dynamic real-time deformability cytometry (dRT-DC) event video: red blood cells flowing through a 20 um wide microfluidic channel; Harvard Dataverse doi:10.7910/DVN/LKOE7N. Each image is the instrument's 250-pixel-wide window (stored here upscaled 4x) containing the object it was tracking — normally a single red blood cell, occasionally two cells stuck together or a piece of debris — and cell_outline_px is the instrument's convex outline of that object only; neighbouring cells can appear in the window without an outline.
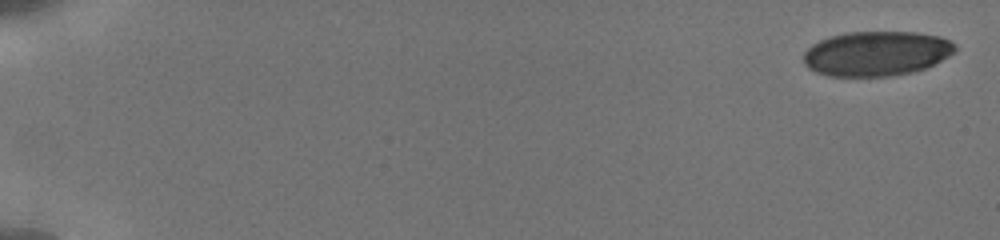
{"species": "human", "species_latin": "Homo sapiens", "temperature_condition": "cold", "stored_images_in_passage": 27, "camera_frame_rate_fps": 3000, "um_per_image_px": 0.085, "donor": {"sex": "male"}, "frame": {"image": 1, "passage_image": 1, "time_ms": 0.0, "image_size_px": [1000, 240], "cell_outline_px": [[956, 52], [924, 68], [912, 72], [892, 76], [828, 76], [816, 72], [808, 68], [804, 64], [804, 52], [812, 44], [820, 40], [832, 36], [848, 32], [916, 32], [940, 36], [956, 44]], "centroid_in_image_um": [74.49, 4.55], "position_along_channel_um": 10.5, "area_um2": 39.48}}
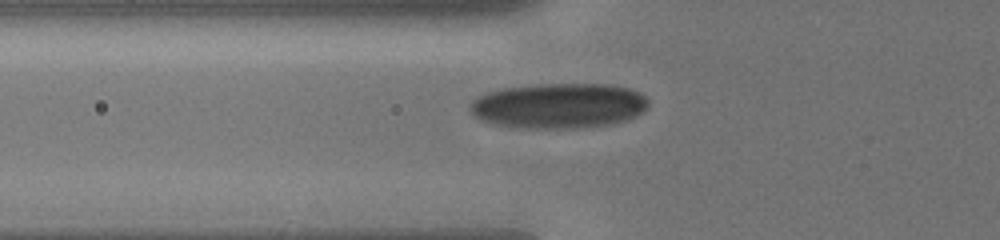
{"frame": {"image": 2, "passage_image": 20, "time_ms": 6.667, "image_size_px": [1000, 240], "cell_outline_px": [[648, 108], [644, 112], [628, 120], [612, 124], [584, 128], [520, 128], [492, 124], [480, 120], [472, 116], [468, 108], [468, 104], [476, 96], [500, 88], [536, 84], [608, 84], [628, 88], [644, 96], [648, 100]], "centroid_in_image_um": [47.45, 9.0], "position_along_channel_um": 78.4, "area_um2": 47.8}}
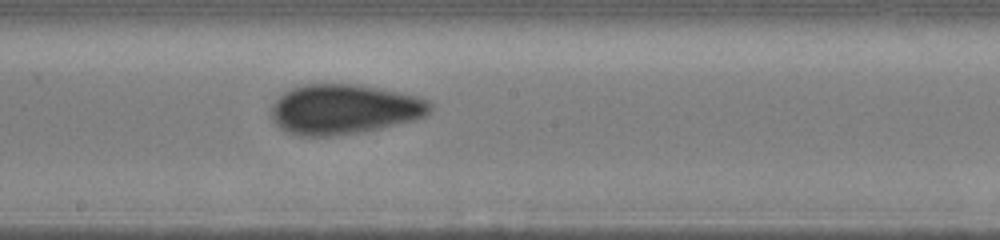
{"frame": {"image": 3, "passage_image": 27, "time_ms": 10.333, "image_size_px": [1000, 240], "cell_outline_px": [[432, 112], [416, 120], [380, 128], [360, 132], [332, 136], [300, 136], [284, 132], [272, 120], [272, 104], [284, 92], [292, 88], [304, 84], [360, 84], [416, 96], [428, 100], [432, 104]], "centroid_in_image_um": [29.25, 9.29], "position_along_channel_um": 219.0, "area_um2": 46.41}}